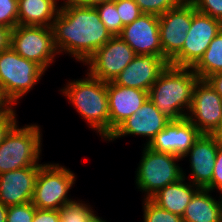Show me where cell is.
Returning a JSON list of instances; mask_svg holds the SVG:
<instances>
[{"label":"cell","mask_w":222,"mask_h":222,"mask_svg":"<svg viewBox=\"0 0 222 222\" xmlns=\"http://www.w3.org/2000/svg\"><path fill=\"white\" fill-rule=\"evenodd\" d=\"M212 192L222 193V147H218L211 184L206 188Z\"/></svg>","instance_id":"obj_32"},{"label":"cell","mask_w":222,"mask_h":222,"mask_svg":"<svg viewBox=\"0 0 222 222\" xmlns=\"http://www.w3.org/2000/svg\"><path fill=\"white\" fill-rule=\"evenodd\" d=\"M32 222H60L58 210L36 208Z\"/></svg>","instance_id":"obj_34"},{"label":"cell","mask_w":222,"mask_h":222,"mask_svg":"<svg viewBox=\"0 0 222 222\" xmlns=\"http://www.w3.org/2000/svg\"><path fill=\"white\" fill-rule=\"evenodd\" d=\"M95 8L98 11L99 18L112 37L119 36L124 26L122 25V21L116 9L115 1L112 0L102 3Z\"/></svg>","instance_id":"obj_25"},{"label":"cell","mask_w":222,"mask_h":222,"mask_svg":"<svg viewBox=\"0 0 222 222\" xmlns=\"http://www.w3.org/2000/svg\"><path fill=\"white\" fill-rule=\"evenodd\" d=\"M122 25L126 26L143 14L134 0H114Z\"/></svg>","instance_id":"obj_29"},{"label":"cell","mask_w":222,"mask_h":222,"mask_svg":"<svg viewBox=\"0 0 222 222\" xmlns=\"http://www.w3.org/2000/svg\"><path fill=\"white\" fill-rule=\"evenodd\" d=\"M211 190L200 188L188 203L182 216L183 222H221L222 198L218 200Z\"/></svg>","instance_id":"obj_22"},{"label":"cell","mask_w":222,"mask_h":222,"mask_svg":"<svg viewBox=\"0 0 222 222\" xmlns=\"http://www.w3.org/2000/svg\"><path fill=\"white\" fill-rule=\"evenodd\" d=\"M70 1L75 4L82 5V6L96 7L97 5H100L102 3L109 2L112 0H70Z\"/></svg>","instance_id":"obj_38"},{"label":"cell","mask_w":222,"mask_h":222,"mask_svg":"<svg viewBox=\"0 0 222 222\" xmlns=\"http://www.w3.org/2000/svg\"><path fill=\"white\" fill-rule=\"evenodd\" d=\"M11 29L0 25V52L10 47Z\"/></svg>","instance_id":"obj_36"},{"label":"cell","mask_w":222,"mask_h":222,"mask_svg":"<svg viewBox=\"0 0 222 222\" xmlns=\"http://www.w3.org/2000/svg\"><path fill=\"white\" fill-rule=\"evenodd\" d=\"M200 13L222 22V0H190Z\"/></svg>","instance_id":"obj_31"},{"label":"cell","mask_w":222,"mask_h":222,"mask_svg":"<svg viewBox=\"0 0 222 222\" xmlns=\"http://www.w3.org/2000/svg\"><path fill=\"white\" fill-rule=\"evenodd\" d=\"M205 80L222 98V72L214 73Z\"/></svg>","instance_id":"obj_35"},{"label":"cell","mask_w":222,"mask_h":222,"mask_svg":"<svg viewBox=\"0 0 222 222\" xmlns=\"http://www.w3.org/2000/svg\"><path fill=\"white\" fill-rule=\"evenodd\" d=\"M192 70L203 80L214 73L222 72V29L211 41L203 56L192 67Z\"/></svg>","instance_id":"obj_23"},{"label":"cell","mask_w":222,"mask_h":222,"mask_svg":"<svg viewBox=\"0 0 222 222\" xmlns=\"http://www.w3.org/2000/svg\"><path fill=\"white\" fill-rule=\"evenodd\" d=\"M221 222H222V206H221Z\"/></svg>","instance_id":"obj_43"},{"label":"cell","mask_w":222,"mask_h":222,"mask_svg":"<svg viewBox=\"0 0 222 222\" xmlns=\"http://www.w3.org/2000/svg\"><path fill=\"white\" fill-rule=\"evenodd\" d=\"M60 222H94L98 217L89 203L74 200L58 210Z\"/></svg>","instance_id":"obj_24"},{"label":"cell","mask_w":222,"mask_h":222,"mask_svg":"<svg viewBox=\"0 0 222 222\" xmlns=\"http://www.w3.org/2000/svg\"><path fill=\"white\" fill-rule=\"evenodd\" d=\"M218 145L210 134H201L189 151L183 156L189 158L190 181L193 185L206 189L212 181Z\"/></svg>","instance_id":"obj_18"},{"label":"cell","mask_w":222,"mask_h":222,"mask_svg":"<svg viewBox=\"0 0 222 222\" xmlns=\"http://www.w3.org/2000/svg\"><path fill=\"white\" fill-rule=\"evenodd\" d=\"M7 206L0 202V222H6Z\"/></svg>","instance_id":"obj_40"},{"label":"cell","mask_w":222,"mask_h":222,"mask_svg":"<svg viewBox=\"0 0 222 222\" xmlns=\"http://www.w3.org/2000/svg\"><path fill=\"white\" fill-rule=\"evenodd\" d=\"M0 25L11 30L18 25V0H0Z\"/></svg>","instance_id":"obj_30"},{"label":"cell","mask_w":222,"mask_h":222,"mask_svg":"<svg viewBox=\"0 0 222 222\" xmlns=\"http://www.w3.org/2000/svg\"><path fill=\"white\" fill-rule=\"evenodd\" d=\"M60 7L56 0H18V25L52 27Z\"/></svg>","instance_id":"obj_21"},{"label":"cell","mask_w":222,"mask_h":222,"mask_svg":"<svg viewBox=\"0 0 222 222\" xmlns=\"http://www.w3.org/2000/svg\"><path fill=\"white\" fill-rule=\"evenodd\" d=\"M44 73L40 65L10 47L0 52V85L14 106L36 86Z\"/></svg>","instance_id":"obj_6"},{"label":"cell","mask_w":222,"mask_h":222,"mask_svg":"<svg viewBox=\"0 0 222 222\" xmlns=\"http://www.w3.org/2000/svg\"><path fill=\"white\" fill-rule=\"evenodd\" d=\"M58 3H59V1L58 0H56ZM67 1H70V0H63V3H61L60 5H62V4H64V3H66Z\"/></svg>","instance_id":"obj_42"},{"label":"cell","mask_w":222,"mask_h":222,"mask_svg":"<svg viewBox=\"0 0 222 222\" xmlns=\"http://www.w3.org/2000/svg\"><path fill=\"white\" fill-rule=\"evenodd\" d=\"M16 111H9L0 114V143L12 126L18 122Z\"/></svg>","instance_id":"obj_33"},{"label":"cell","mask_w":222,"mask_h":222,"mask_svg":"<svg viewBox=\"0 0 222 222\" xmlns=\"http://www.w3.org/2000/svg\"><path fill=\"white\" fill-rule=\"evenodd\" d=\"M144 14L160 16L188 0H134Z\"/></svg>","instance_id":"obj_27"},{"label":"cell","mask_w":222,"mask_h":222,"mask_svg":"<svg viewBox=\"0 0 222 222\" xmlns=\"http://www.w3.org/2000/svg\"><path fill=\"white\" fill-rule=\"evenodd\" d=\"M35 210L32 202L7 206L6 222H32Z\"/></svg>","instance_id":"obj_28"},{"label":"cell","mask_w":222,"mask_h":222,"mask_svg":"<svg viewBox=\"0 0 222 222\" xmlns=\"http://www.w3.org/2000/svg\"><path fill=\"white\" fill-rule=\"evenodd\" d=\"M201 134L187 118L171 120L147 146L183 158Z\"/></svg>","instance_id":"obj_15"},{"label":"cell","mask_w":222,"mask_h":222,"mask_svg":"<svg viewBox=\"0 0 222 222\" xmlns=\"http://www.w3.org/2000/svg\"><path fill=\"white\" fill-rule=\"evenodd\" d=\"M109 136L148 100L149 92L107 82Z\"/></svg>","instance_id":"obj_17"},{"label":"cell","mask_w":222,"mask_h":222,"mask_svg":"<svg viewBox=\"0 0 222 222\" xmlns=\"http://www.w3.org/2000/svg\"><path fill=\"white\" fill-rule=\"evenodd\" d=\"M168 65L164 58L156 55H136L113 82L149 92Z\"/></svg>","instance_id":"obj_16"},{"label":"cell","mask_w":222,"mask_h":222,"mask_svg":"<svg viewBox=\"0 0 222 222\" xmlns=\"http://www.w3.org/2000/svg\"><path fill=\"white\" fill-rule=\"evenodd\" d=\"M9 111H16L13 103L5 95L2 86L0 85V114Z\"/></svg>","instance_id":"obj_37"},{"label":"cell","mask_w":222,"mask_h":222,"mask_svg":"<svg viewBox=\"0 0 222 222\" xmlns=\"http://www.w3.org/2000/svg\"><path fill=\"white\" fill-rule=\"evenodd\" d=\"M218 147H222V121L220 125L210 134Z\"/></svg>","instance_id":"obj_39"},{"label":"cell","mask_w":222,"mask_h":222,"mask_svg":"<svg viewBox=\"0 0 222 222\" xmlns=\"http://www.w3.org/2000/svg\"><path fill=\"white\" fill-rule=\"evenodd\" d=\"M119 37L137 55H156L169 63V60L162 54L158 16L143 13L131 24L124 26Z\"/></svg>","instance_id":"obj_13"},{"label":"cell","mask_w":222,"mask_h":222,"mask_svg":"<svg viewBox=\"0 0 222 222\" xmlns=\"http://www.w3.org/2000/svg\"><path fill=\"white\" fill-rule=\"evenodd\" d=\"M183 179L160 189L151 200L160 208L170 211L180 217L183 216L188 203L200 189L191 182L186 183L187 175L183 171Z\"/></svg>","instance_id":"obj_20"},{"label":"cell","mask_w":222,"mask_h":222,"mask_svg":"<svg viewBox=\"0 0 222 222\" xmlns=\"http://www.w3.org/2000/svg\"><path fill=\"white\" fill-rule=\"evenodd\" d=\"M199 79L192 68L168 65L152 85L149 99L169 120H181L187 117Z\"/></svg>","instance_id":"obj_2"},{"label":"cell","mask_w":222,"mask_h":222,"mask_svg":"<svg viewBox=\"0 0 222 222\" xmlns=\"http://www.w3.org/2000/svg\"><path fill=\"white\" fill-rule=\"evenodd\" d=\"M41 166H29L0 174V202L5 206L31 202Z\"/></svg>","instance_id":"obj_19"},{"label":"cell","mask_w":222,"mask_h":222,"mask_svg":"<svg viewBox=\"0 0 222 222\" xmlns=\"http://www.w3.org/2000/svg\"><path fill=\"white\" fill-rule=\"evenodd\" d=\"M137 167L135 184L144 193L143 199H151L160 189L183 179V169L177 162L182 158L157 152L144 144Z\"/></svg>","instance_id":"obj_5"},{"label":"cell","mask_w":222,"mask_h":222,"mask_svg":"<svg viewBox=\"0 0 222 222\" xmlns=\"http://www.w3.org/2000/svg\"><path fill=\"white\" fill-rule=\"evenodd\" d=\"M202 134H211L222 121V98L199 79L194 87L191 107L186 117Z\"/></svg>","instance_id":"obj_12"},{"label":"cell","mask_w":222,"mask_h":222,"mask_svg":"<svg viewBox=\"0 0 222 222\" xmlns=\"http://www.w3.org/2000/svg\"><path fill=\"white\" fill-rule=\"evenodd\" d=\"M144 222H183L182 217L160 208L151 199H143Z\"/></svg>","instance_id":"obj_26"},{"label":"cell","mask_w":222,"mask_h":222,"mask_svg":"<svg viewBox=\"0 0 222 222\" xmlns=\"http://www.w3.org/2000/svg\"><path fill=\"white\" fill-rule=\"evenodd\" d=\"M193 3L187 2L167 10L159 16L162 54L170 61L183 47L191 27Z\"/></svg>","instance_id":"obj_11"},{"label":"cell","mask_w":222,"mask_h":222,"mask_svg":"<svg viewBox=\"0 0 222 222\" xmlns=\"http://www.w3.org/2000/svg\"><path fill=\"white\" fill-rule=\"evenodd\" d=\"M38 124L19 127L16 122L0 143V174L29 166H42V130Z\"/></svg>","instance_id":"obj_4"},{"label":"cell","mask_w":222,"mask_h":222,"mask_svg":"<svg viewBox=\"0 0 222 222\" xmlns=\"http://www.w3.org/2000/svg\"><path fill=\"white\" fill-rule=\"evenodd\" d=\"M137 54L119 36L112 37L99 48L83 65L87 73L101 81H113Z\"/></svg>","instance_id":"obj_10"},{"label":"cell","mask_w":222,"mask_h":222,"mask_svg":"<svg viewBox=\"0 0 222 222\" xmlns=\"http://www.w3.org/2000/svg\"><path fill=\"white\" fill-rule=\"evenodd\" d=\"M76 182V175L59 163H43L36 177L32 204L37 209L59 210L74 201L68 197Z\"/></svg>","instance_id":"obj_7"},{"label":"cell","mask_w":222,"mask_h":222,"mask_svg":"<svg viewBox=\"0 0 222 222\" xmlns=\"http://www.w3.org/2000/svg\"><path fill=\"white\" fill-rule=\"evenodd\" d=\"M52 29L58 54L65 52L83 64L112 38L95 7L71 1L61 5Z\"/></svg>","instance_id":"obj_1"},{"label":"cell","mask_w":222,"mask_h":222,"mask_svg":"<svg viewBox=\"0 0 222 222\" xmlns=\"http://www.w3.org/2000/svg\"><path fill=\"white\" fill-rule=\"evenodd\" d=\"M94 222H107L106 220H104L102 217H97L96 219H95V221Z\"/></svg>","instance_id":"obj_41"},{"label":"cell","mask_w":222,"mask_h":222,"mask_svg":"<svg viewBox=\"0 0 222 222\" xmlns=\"http://www.w3.org/2000/svg\"><path fill=\"white\" fill-rule=\"evenodd\" d=\"M10 48L45 71L55 62L58 51L52 27L17 25L11 30ZM52 63V64H51Z\"/></svg>","instance_id":"obj_8"},{"label":"cell","mask_w":222,"mask_h":222,"mask_svg":"<svg viewBox=\"0 0 222 222\" xmlns=\"http://www.w3.org/2000/svg\"><path fill=\"white\" fill-rule=\"evenodd\" d=\"M85 76L83 79L68 80L60 90L90 128L106 141L109 138L107 82L93 78L88 73Z\"/></svg>","instance_id":"obj_3"},{"label":"cell","mask_w":222,"mask_h":222,"mask_svg":"<svg viewBox=\"0 0 222 222\" xmlns=\"http://www.w3.org/2000/svg\"><path fill=\"white\" fill-rule=\"evenodd\" d=\"M170 121L148 98L136 113L129 116L114 130L107 141L111 142L120 137L135 135L147 138L145 145H148L157 133L163 130Z\"/></svg>","instance_id":"obj_14"},{"label":"cell","mask_w":222,"mask_h":222,"mask_svg":"<svg viewBox=\"0 0 222 222\" xmlns=\"http://www.w3.org/2000/svg\"><path fill=\"white\" fill-rule=\"evenodd\" d=\"M221 29V21L200 13L193 5V17L191 27L187 31L188 36L182 49L169 61V65L192 68Z\"/></svg>","instance_id":"obj_9"}]
</instances>
